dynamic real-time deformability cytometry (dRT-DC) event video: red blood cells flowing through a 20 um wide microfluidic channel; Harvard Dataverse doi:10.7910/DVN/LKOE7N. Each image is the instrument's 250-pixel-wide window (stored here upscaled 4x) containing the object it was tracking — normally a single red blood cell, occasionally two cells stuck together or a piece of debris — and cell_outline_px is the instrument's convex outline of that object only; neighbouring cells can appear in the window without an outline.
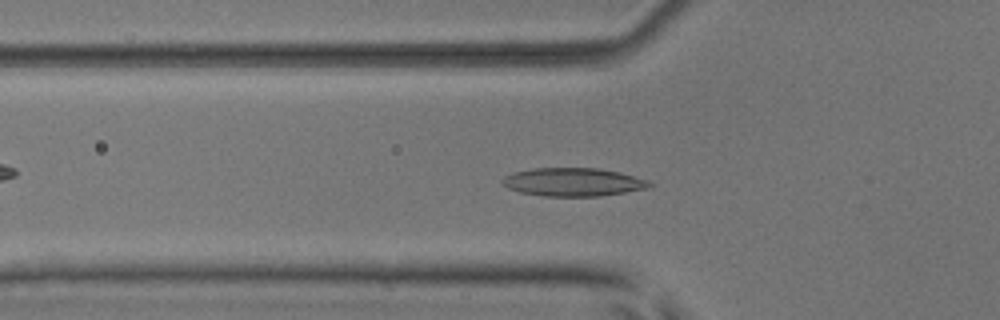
{"species": "common noctule bat (a hibernating species)", "species_latin": "Nyctalus noctula", "temperature_condition": "room temperature", "stored_images_in_passage": 52, "segment_of_instrument_passage": [1, 2], "camera_frame_rate_fps": 3000, "um_per_image_px": 0.085, "animal": {"sex": "male", "body_mass_g": 17.9, "forearm_length_mm": 54.2}, "frame": {"image": 1, "passage_image": 17, "time_ms": 5.333, "image_size_px": [1000, 320], "cell_outline_px": [[652, 184], [648, 188], [600, 196], [544, 196], [520, 192], [508, 188], [500, 180], [504, 176], [516, 172], [532, 168], [600, 168], [620, 172], [648, 180]], "centroid_in_image_um": [48.72, 15.47], "position_along_channel_um": 77.1, "area_um2": 24.16}}
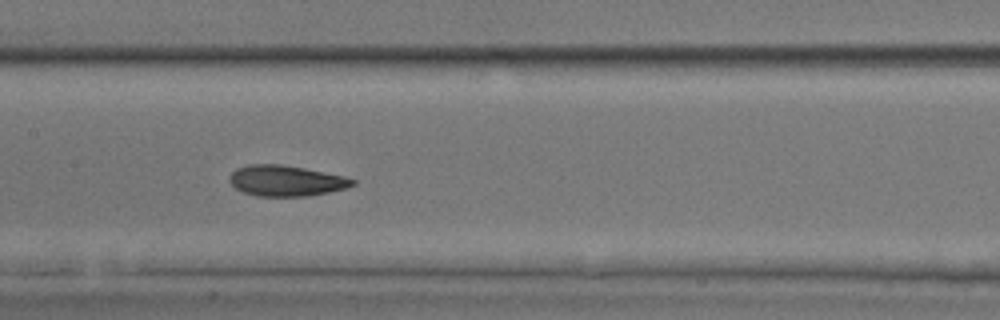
{"frame": {"image": 2, "passage_image": 25, "time_ms": 8.0, "image_size_px": [1000, 320], "cell_outline_px": [[356, 184], [344, 188], [328, 192], [308, 196], [256, 196], [244, 192], [236, 188], [228, 180], [228, 176], [236, 168], [248, 164], [280, 164], [304, 168], [344, 176], [356, 180]], "centroid_in_image_um": [24.28, 15.36], "position_along_channel_um": 183.1, "area_um2": 22.02}}
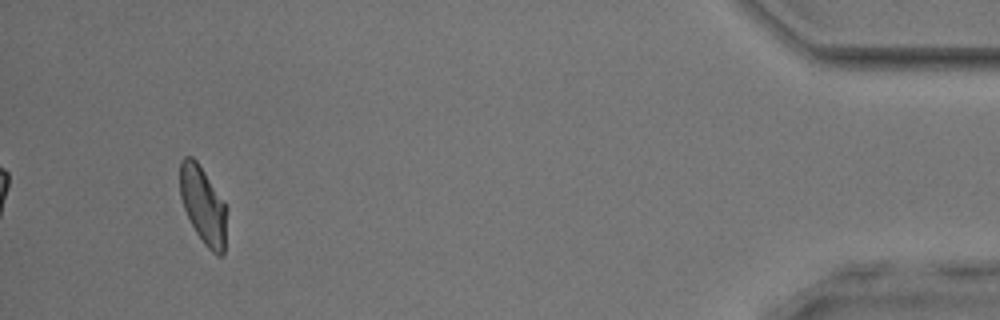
{"frame": {"image": 3, "passage_image": 48, "time_ms": 15.667, "image_size_px": [1000, 320], "cell_outline_px": [[228, 208], [224, 252], [220, 256], [216, 256], [204, 244], [196, 232], [184, 208], [180, 196], [180, 160], [184, 156], [192, 156], [200, 164], [224, 200]], "centroid_in_image_um": [17.29, 17.43], "position_along_channel_um": 417.9, "area_um2": 21.44}}